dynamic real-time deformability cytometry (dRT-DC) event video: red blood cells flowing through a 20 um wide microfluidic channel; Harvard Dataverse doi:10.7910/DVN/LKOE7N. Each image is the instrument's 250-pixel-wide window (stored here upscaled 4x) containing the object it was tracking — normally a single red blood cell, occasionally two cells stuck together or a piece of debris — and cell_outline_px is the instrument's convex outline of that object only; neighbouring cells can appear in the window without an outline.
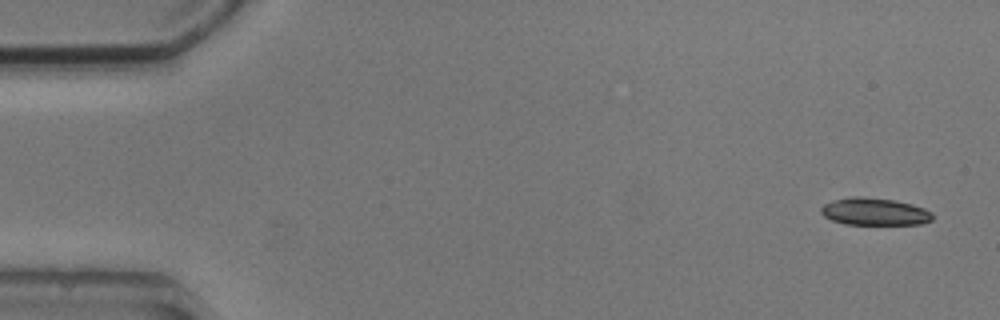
{"species": "common noctule bat (a hibernating species)", "species_latin": "Nyctalus noctula", "temperature_condition": "cold", "stored_images_in_passage": 4, "camera_frame_rate_fps": 3000, "um_per_image_px": 0.085, "animal": {"sex": "male", "body_mass_g": 20.5, "forearm_length_mm": 52.5}, "frame": {"image": 1, "passage_image": 1, "time_ms": 0.0, "image_size_px": [1000, 320], "cell_outline_px": [[932, 220], [920, 224], [844, 224], [832, 220], [824, 216], [820, 212], [820, 208], [824, 204], [832, 200], [848, 196], [860, 196], [892, 200], [912, 204], [924, 208], [932, 212]], "centroid_in_image_um": [74.3, 17.98], "position_along_channel_um": 10.7, "area_um2": 17.8}}
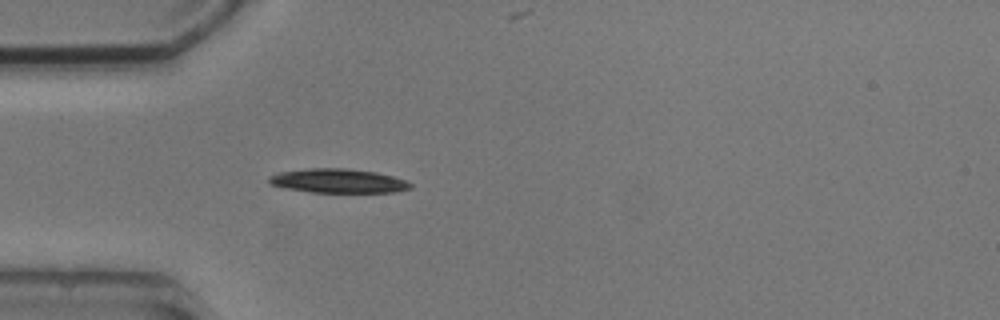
{"frame": {"image": 2, "passage_image": 4, "time_ms": 4.333, "image_size_px": [1000, 320], "cell_outline_px": [[412, 188], [396, 192], [312, 192], [288, 188], [268, 184], [268, 176], [280, 172], [308, 168], [348, 168], [376, 172], [392, 176], [404, 180], [412, 184]], "centroid_in_image_um": [28.74, 15.37], "position_along_channel_um": 56.3, "area_um2": 19.83}}